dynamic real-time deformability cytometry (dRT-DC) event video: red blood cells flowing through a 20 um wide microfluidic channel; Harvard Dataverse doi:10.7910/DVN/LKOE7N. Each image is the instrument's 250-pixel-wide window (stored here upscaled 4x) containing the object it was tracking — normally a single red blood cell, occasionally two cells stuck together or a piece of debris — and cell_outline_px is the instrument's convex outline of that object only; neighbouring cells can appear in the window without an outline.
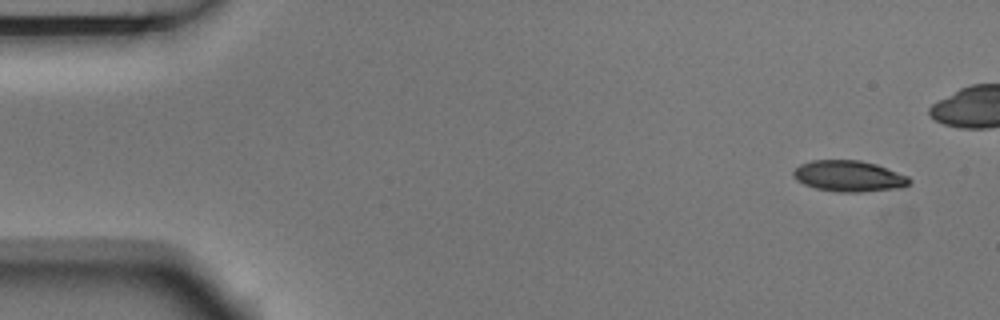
{"species": "Egyptian fruit bat (a non-hibernating species)", "species_latin": "Rousettus aegyptiacus", "temperature_condition": "room temperature", "stored_images_in_passage": 8, "camera_frame_rate_fps": 3000, "um_per_image_px": 0.085, "animal": {"sex": "male"}, "frame": {"image": 1, "passage_image": 1, "time_ms": 0.0, "image_size_px": [1000, 320], "cell_outline_px": [[912, 180], [904, 188], [860, 192], [840, 192], [816, 188], [804, 184], [796, 180], [792, 176], [792, 172], [800, 164], [812, 160], [860, 160], [876, 164], [908, 176]], "centroid_in_image_um": [72.16, 14.97], "position_along_channel_um": 12.8, "area_um2": 21.1}}
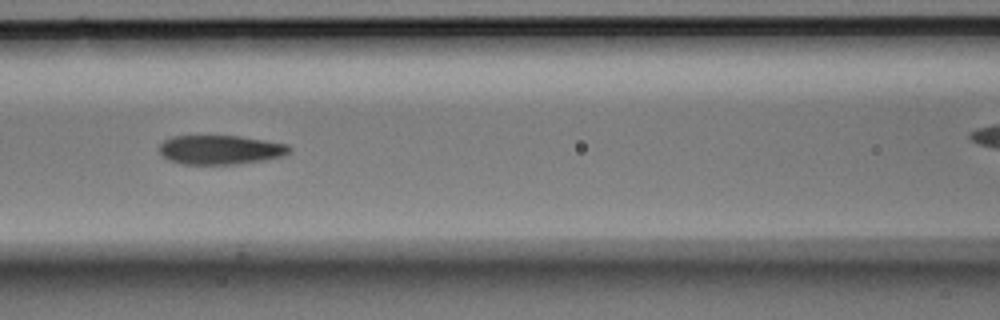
{"frame": {"image": 2, "passage_image": 6, "time_ms": 1.667, "image_size_px": [1000, 320], "cell_outline_px": [[292, 148], [284, 156], [264, 160], [236, 164], [184, 164], [168, 160], [160, 152], [160, 144], [164, 140], [172, 136], [240, 136], [288, 144]], "centroid_in_image_um": [18.75, 12.73], "position_along_channel_um": 147.9, "area_um2": 22.08}}
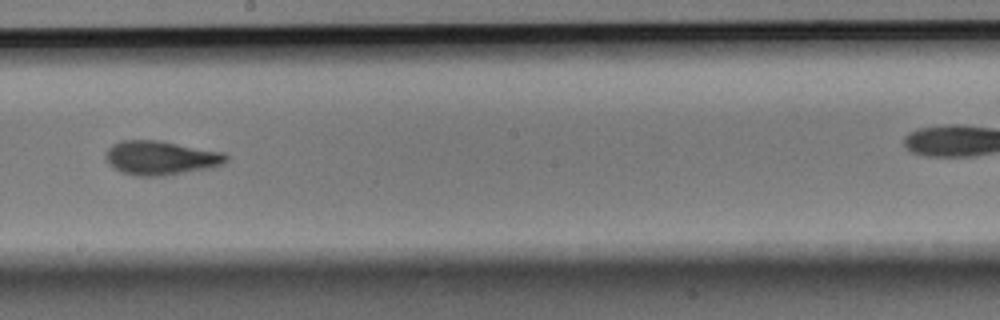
{"frame": {"image": 3, "passage_image": 8, "time_ms": 2.333, "image_size_px": [1000, 320], "cell_outline_px": [[228, 160], [224, 164], [212, 168], [164, 176], [136, 176], [120, 172], [108, 164], [104, 156], [104, 152], [112, 144], [120, 140], [160, 140], [224, 152], [228, 156]], "centroid_in_image_um": [13.66, 13.42], "position_along_channel_um": 234.5, "area_um2": 24.45}}